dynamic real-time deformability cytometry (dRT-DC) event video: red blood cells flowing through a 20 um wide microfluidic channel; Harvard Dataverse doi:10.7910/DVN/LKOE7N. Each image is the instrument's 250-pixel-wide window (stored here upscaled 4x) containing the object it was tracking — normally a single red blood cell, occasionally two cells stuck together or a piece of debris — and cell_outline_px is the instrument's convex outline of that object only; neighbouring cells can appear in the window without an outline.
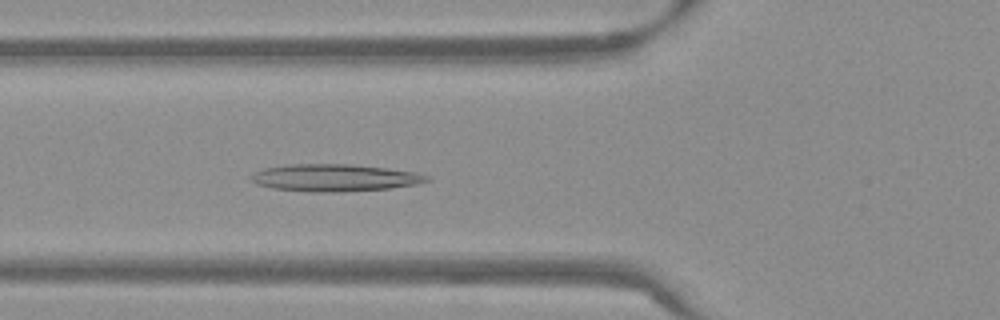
{"species": "Egyptian fruit bat (a non-hibernating species)", "species_latin": "Rousettus aegyptiacus", "temperature_condition": "warm", "stored_images_in_passage": 36, "camera_frame_rate_fps": 3000, "um_per_image_px": 0.085, "frame": {"image": 1, "passage_image": 3, "time_ms": 0.667, "image_size_px": [1000, 320], "cell_outline_px": [[432, 180], [416, 184], [388, 188], [336, 192], [312, 192], [272, 188], [256, 184], [248, 180], [248, 176], [252, 172], [264, 168], [288, 164], [352, 164], [416, 172], [428, 176]], "centroid_in_image_um": [28.36, 15.1], "position_along_channel_um": 97.4, "area_um2": 27.98}}
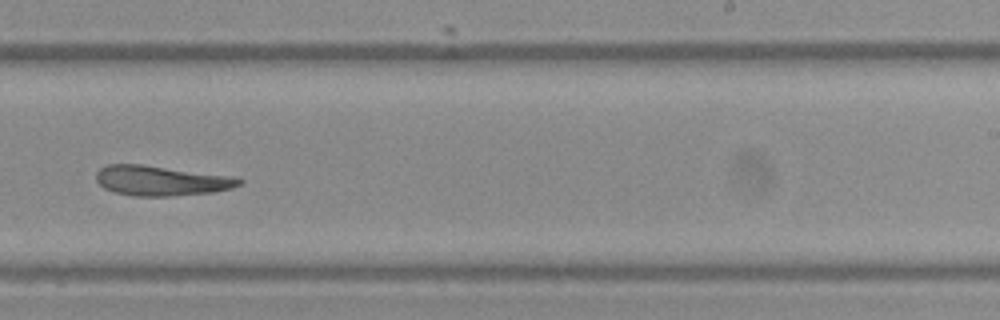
{"frame": {"image": 2, "passage_image": 17, "time_ms": 5.333, "image_size_px": [1000, 320], "cell_outline_px": [[244, 184], [232, 188], [212, 192], [168, 196], [132, 196], [116, 192], [104, 188], [96, 180], [96, 172], [100, 168], [108, 164], [144, 164], [232, 176], [244, 180]], "centroid_in_image_um": [13.71, 15.35], "position_along_channel_um": 275.3, "area_um2": 25.09}}
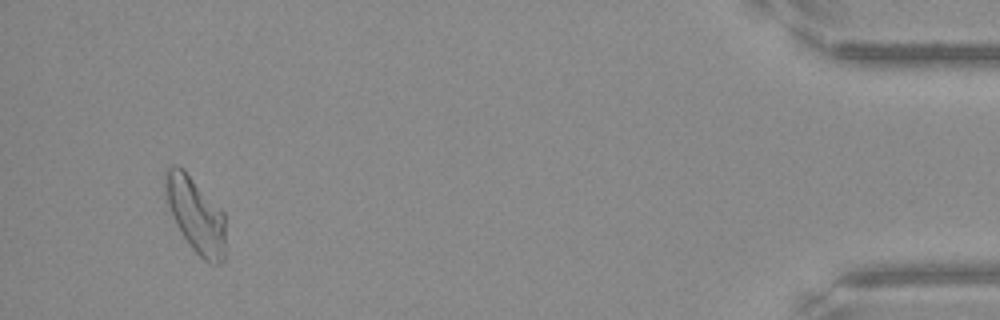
{"frame": {"image": 3, "passage_image": 34, "time_ms": 11.0, "image_size_px": [1000, 320], "cell_outline_px": [[224, 260], [220, 264], [208, 264], [188, 244], [176, 224], [164, 200], [164, 168], [168, 164], [176, 164], [184, 168], [224, 212]], "centroid_in_image_um": [16.57, 18.2], "position_along_channel_um": 418.6, "area_um2": 27.05}, "authors_computed_cell_mechanics": {"area_um2": 25.6054, "velocity_mm_per_s": 3.806, "shape_relaxation_time_tau1_ms": null, "shape_relaxation_time_tau2_ms": 5.0287, "deformation_change_tau1": null, "deformation_change_tau2": 0.1355}}